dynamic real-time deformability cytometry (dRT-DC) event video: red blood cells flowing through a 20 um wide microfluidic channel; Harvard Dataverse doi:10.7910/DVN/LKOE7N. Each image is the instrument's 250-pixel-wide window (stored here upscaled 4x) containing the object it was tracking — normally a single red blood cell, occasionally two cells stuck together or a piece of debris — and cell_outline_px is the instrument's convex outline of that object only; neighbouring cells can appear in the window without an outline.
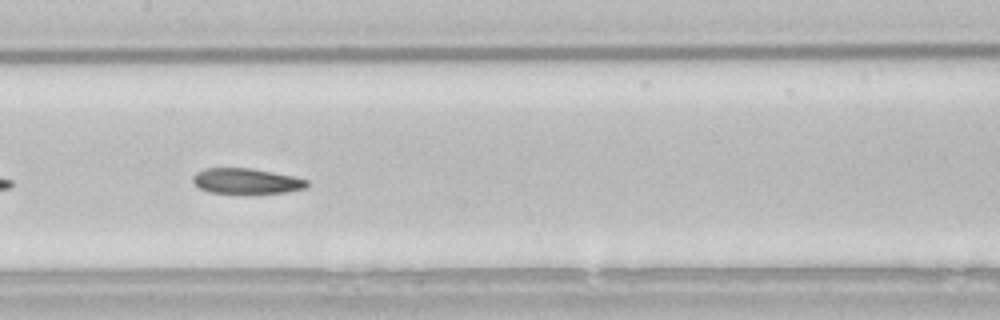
{"species": "common noctule bat (a hibernating species)", "species_latin": "Nyctalus noctula", "temperature_condition": "room temperature", "stored_images_in_passage": 17, "camera_frame_rate_fps": 3000, "um_per_image_px": 0.085, "animal": {"sex": "male", "body_mass_g": 21.5, "forearm_length_mm": 52.0}, "frame": {"image": 1, "passage_image": 12, "time_ms": 3.667, "image_size_px": [1000, 320], "cell_outline_px": [[308, 184], [304, 188], [284, 192], [212, 192], [200, 188], [192, 180], [192, 176], [196, 172], [204, 168], [248, 168], [272, 172], [292, 176], [308, 180]], "centroid_in_image_um": [20.9, 15.36], "position_along_channel_um": 186.5, "area_um2": 16.36}}
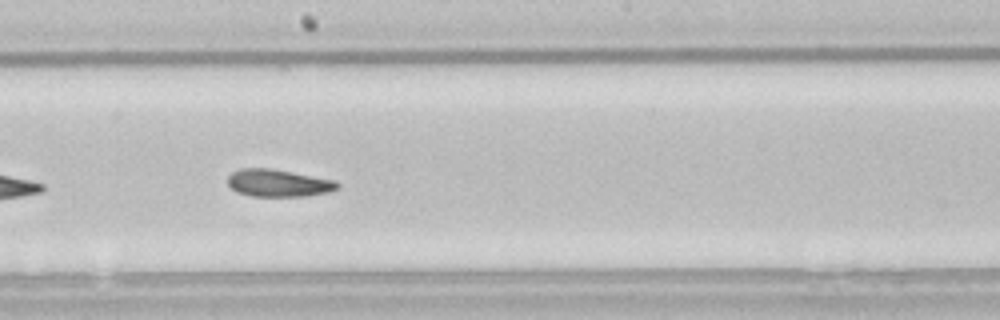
{"frame": {"image": 2, "passage_image": 15, "time_ms": 4.667, "image_size_px": [1000, 320], "cell_outline_px": [[340, 188], [328, 192], [304, 196], [252, 196], [236, 192], [228, 184], [228, 176], [232, 172], [240, 168], [272, 168], [336, 180], [340, 184]], "centroid_in_image_um": [23.67, 15.55], "position_along_channel_um": 224.5, "area_um2": 17.63}}